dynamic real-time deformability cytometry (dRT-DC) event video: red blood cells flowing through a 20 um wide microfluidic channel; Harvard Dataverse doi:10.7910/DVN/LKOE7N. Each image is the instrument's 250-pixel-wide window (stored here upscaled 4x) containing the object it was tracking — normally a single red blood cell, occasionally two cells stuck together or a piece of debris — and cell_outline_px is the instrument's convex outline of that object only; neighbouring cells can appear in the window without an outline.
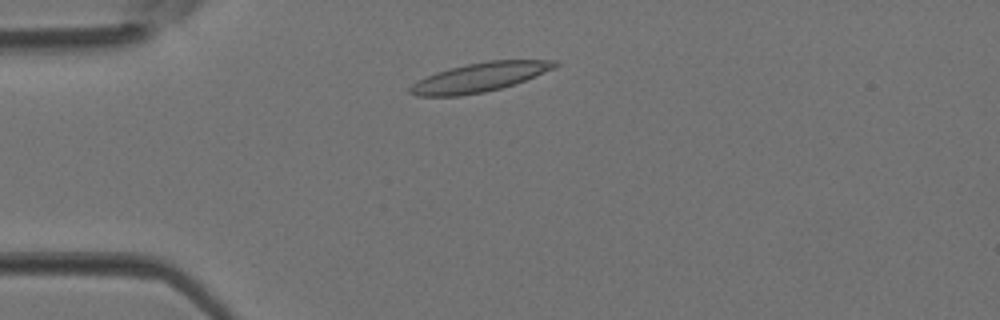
{"species": "Egyptian fruit bat (a non-hibernating species)", "species_latin": "Rousettus aegyptiacus", "temperature_condition": "room temperature", "stored_images_in_passage": 2, "camera_frame_rate_fps": 3000, "um_per_image_px": 0.085, "animal": {"sex": "female"}, "frame": {"image": 1, "passage_image": 2, "time_ms": 0.333, "image_size_px": [1000, 320], "cell_outline_px": [[560, 64], [556, 68], [516, 84], [484, 92], [460, 96], [416, 96], [408, 92], [408, 88], [412, 84], [436, 72], [448, 68], [488, 60], [556, 60]], "centroid_in_image_um": [40.8, 6.57], "position_along_channel_um": 44.2, "area_um2": 24.62}}